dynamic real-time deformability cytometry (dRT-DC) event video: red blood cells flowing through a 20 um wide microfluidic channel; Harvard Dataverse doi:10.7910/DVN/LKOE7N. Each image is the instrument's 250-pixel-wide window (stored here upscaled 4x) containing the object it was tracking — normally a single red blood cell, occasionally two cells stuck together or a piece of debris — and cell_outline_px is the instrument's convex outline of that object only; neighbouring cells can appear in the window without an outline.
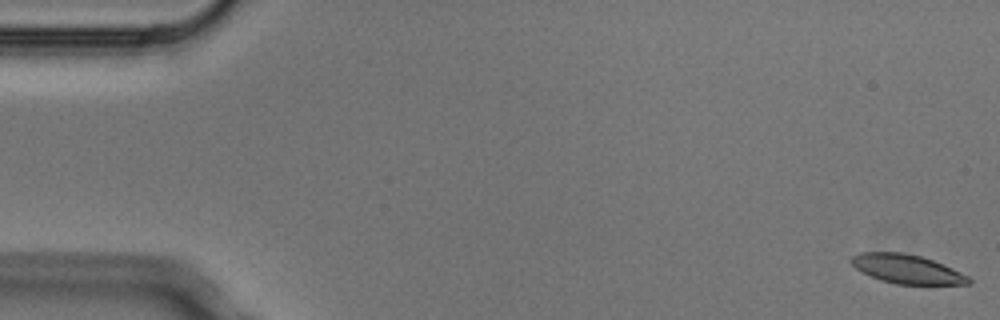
{"species": "Egyptian fruit bat (a non-hibernating species)", "species_latin": "Rousettus aegyptiacus", "temperature_condition": "cold", "stored_images_in_passage": 4, "camera_frame_rate_fps": 3000, "um_per_image_px": 0.085, "animal": {"sex": "male"}, "frame": {"image": 1, "passage_image": 1, "time_ms": 0.0, "image_size_px": [1000, 320], "cell_outline_px": [[972, 284], [896, 284], [880, 280], [856, 268], [848, 260], [852, 256], [860, 252], [904, 252], [920, 256], [932, 260], [952, 268], [968, 276], [972, 280]], "centroid_in_image_um": [77.08, 22.86], "position_along_channel_um": 7.9, "area_um2": 19.71}}